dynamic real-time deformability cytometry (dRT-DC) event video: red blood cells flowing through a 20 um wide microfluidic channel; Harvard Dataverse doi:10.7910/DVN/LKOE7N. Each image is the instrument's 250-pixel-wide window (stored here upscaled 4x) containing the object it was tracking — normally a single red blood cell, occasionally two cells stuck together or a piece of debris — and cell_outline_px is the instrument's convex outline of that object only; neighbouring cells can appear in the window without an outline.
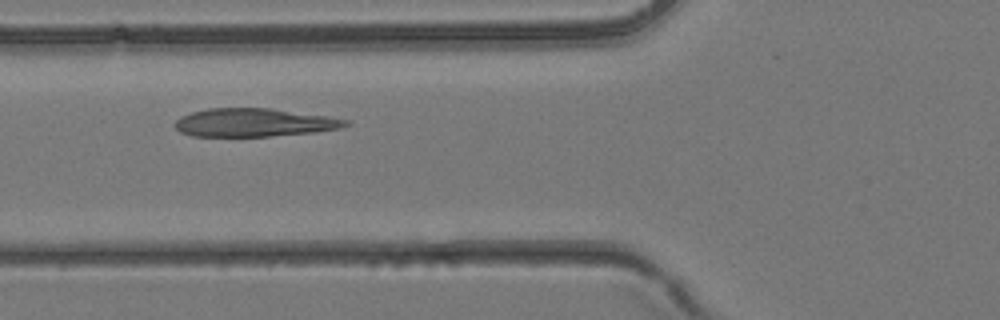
{"species": "common noctule bat (a hibernating species)", "species_latin": "Nyctalus noctula", "temperature_condition": "room temperature", "stored_images_in_passage": 33, "camera_frame_rate_fps": 3000, "um_per_image_px": 0.085, "animal": {"sex": "female", "body_mass_g": 24.6, "forearm_length_mm": 56.2}, "frame": {"image": 1, "passage_image": 9, "time_ms": 2.667, "image_size_px": [1000, 320], "cell_outline_px": [[352, 124], [340, 128], [316, 132], [268, 136], [192, 136], [180, 132], [172, 124], [180, 116], [192, 112], [208, 108], [272, 108], [328, 116], [352, 120]], "centroid_in_image_um": [21.63, 10.41], "position_along_channel_um": 104.2, "area_um2": 28.38}}
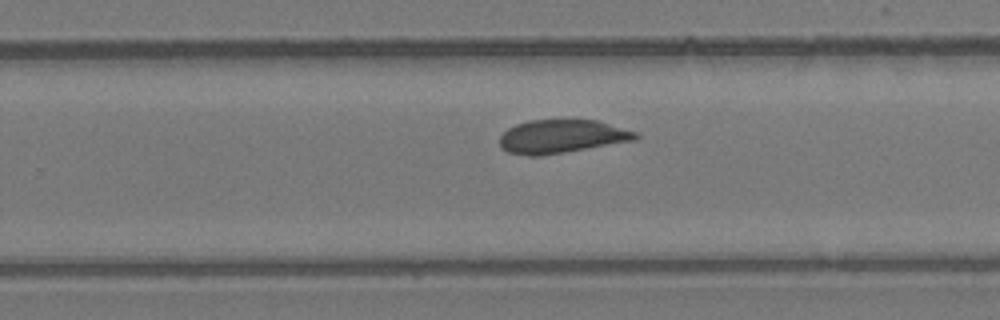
{"frame": {"image": 2, "passage_image": 19, "time_ms": 6.0, "image_size_px": [1000, 320], "cell_outline_px": [[640, 136], [636, 140], [540, 156], [528, 156], [508, 152], [500, 148], [500, 136], [508, 128], [516, 124], [528, 120], [596, 120], [640, 132]], "centroid_in_image_um": [47.76, 11.6], "position_along_channel_um": 282.0, "area_um2": 26.59}}
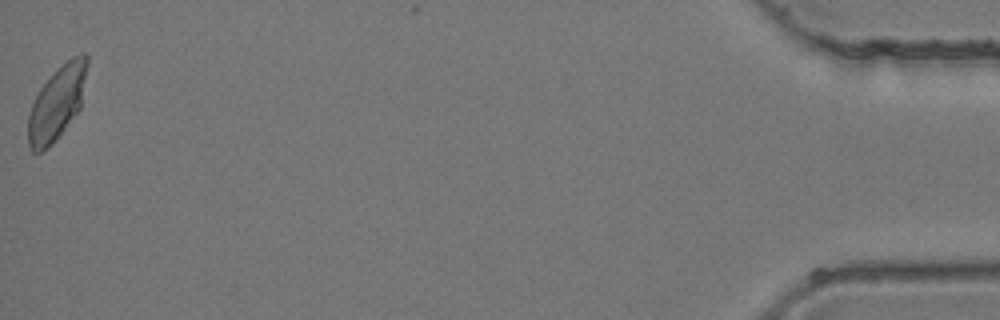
{"frame": {"image": 3, "passage_image": 33, "time_ms": 10.667, "image_size_px": [1000, 320], "cell_outline_px": [[88, 64], [80, 108], [56, 140], [48, 148], [36, 156], [32, 152], [28, 144], [28, 112], [40, 88], [52, 72], [56, 68], [72, 56], [84, 52], [88, 56]], "centroid_in_image_um": [4.82, 8.75], "position_along_channel_um": 430.4, "area_um2": 25.66}}